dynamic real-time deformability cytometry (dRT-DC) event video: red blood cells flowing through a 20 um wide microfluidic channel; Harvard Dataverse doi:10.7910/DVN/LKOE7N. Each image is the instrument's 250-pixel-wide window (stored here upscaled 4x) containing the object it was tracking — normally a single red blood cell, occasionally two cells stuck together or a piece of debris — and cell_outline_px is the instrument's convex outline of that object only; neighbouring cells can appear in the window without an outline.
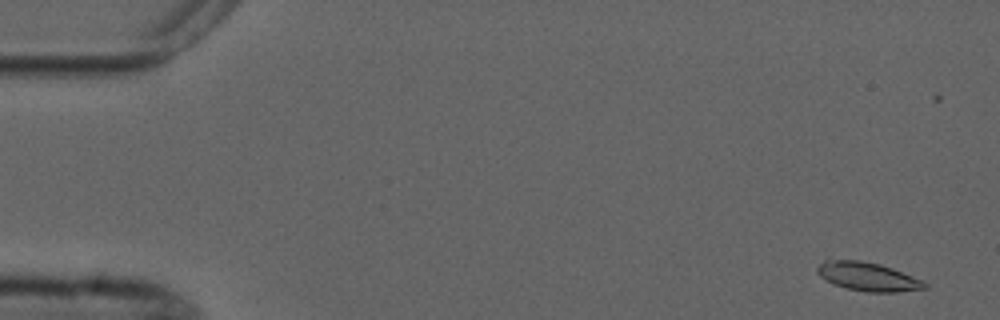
{"species": "common noctule bat (a hibernating species)", "species_latin": "Nyctalus noctula", "temperature_condition": "cold", "stored_images_in_passage": 4, "camera_frame_rate_fps": 3000, "um_per_image_px": 0.085, "animal": {"sex": "male", "forearm_length_mm": 52.5}, "frame": {"image": 1, "passage_image": 1, "time_ms": 0.0, "image_size_px": [1000, 320], "cell_outline_px": [[928, 288], [896, 292], [868, 292], [848, 288], [832, 284], [820, 276], [816, 272], [816, 268], [828, 256], [860, 260], [880, 264], [892, 268], [920, 280], [928, 284]], "centroid_in_image_um": [73.66, 23.47], "position_along_channel_um": 11.3, "area_um2": 18.26}}
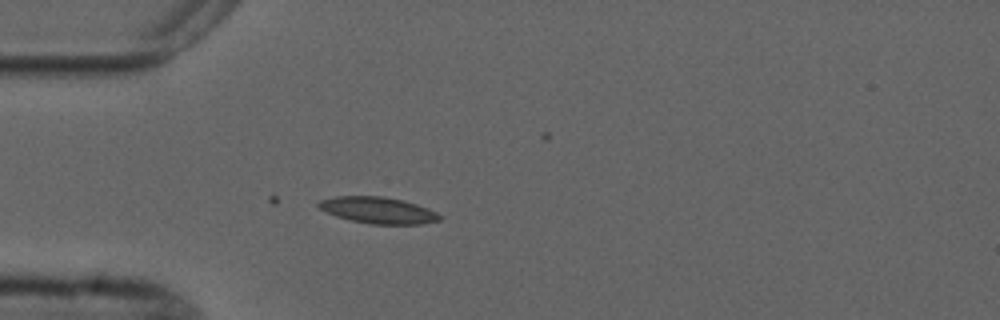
{"frame": {"image": 2, "passage_image": 4, "time_ms": 4.333, "image_size_px": [1000, 320], "cell_outline_px": [[444, 216], [440, 220], [420, 224], [372, 224], [352, 220], [336, 216], [320, 208], [316, 204], [320, 200], [336, 196], [384, 196], [404, 200], [428, 208]], "centroid_in_image_um": [32.17, 17.86], "position_along_channel_um": 52.8, "area_um2": 18.61}}